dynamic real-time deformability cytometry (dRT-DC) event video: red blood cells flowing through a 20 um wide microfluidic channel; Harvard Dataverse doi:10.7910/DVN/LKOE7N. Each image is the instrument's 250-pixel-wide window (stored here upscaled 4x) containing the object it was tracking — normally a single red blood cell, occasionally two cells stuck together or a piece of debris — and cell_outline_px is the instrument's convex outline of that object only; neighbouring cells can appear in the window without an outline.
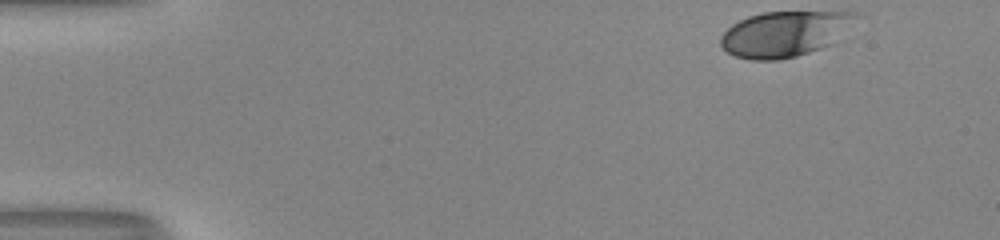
{"species": "human", "species_latin": "Homo sapiens", "temperature_condition": "room temperature", "stored_images_in_passage": 39, "camera_frame_rate_fps": 3000, "um_per_image_px": 0.085, "donor": {"sex": "male"}, "frame": {"image": 1, "passage_image": 1, "time_ms": 0.0, "image_size_px": [1000, 240], "cell_outline_px": [[856, 16], [832, 44], [796, 56], [780, 60], [752, 60], [736, 56], [728, 52], [720, 44], [720, 36], [732, 24], [748, 16], [764, 12], [856, 12]], "centroid_in_image_um": [66.61, 2.88], "position_along_channel_um": 18.4, "area_um2": 35.14}}
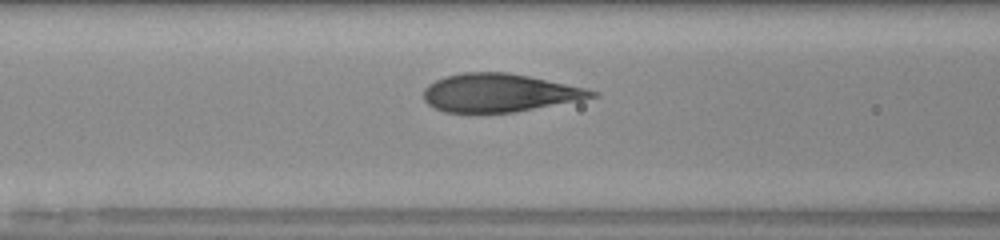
{"frame": {"image": 2, "passage_image": 18, "time_ms": 5.667, "image_size_px": [1000, 240], "cell_outline_px": [[600, 96], [580, 100], [516, 112], [468, 116], [444, 112], [428, 104], [424, 100], [424, 88], [428, 84], [444, 76], [464, 72], [508, 72], [588, 88], [600, 92]], "centroid_in_image_um": [42.42, 7.93], "position_along_channel_um": 124.2, "area_um2": 38.55}}
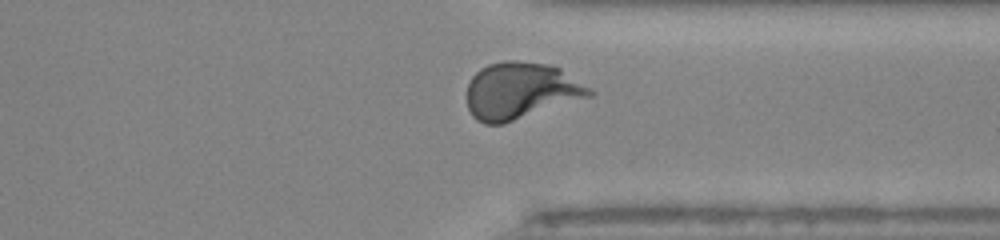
{"frame": {"image": 3, "passage_image": 36, "time_ms": 11.667, "image_size_px": [1000, 240], "cell_outline_px": [[596, 92], [592, 96], [504, 124], [484, 124], [476, 120], [472, 116], [468, 108], [468, 84], [472, 76], [480, 68], [488, 64], [504, 60], [516, 60], [548, 64], [560, 68], [592, 88]], "centroid_in_image_um": [44.28, 7.71], "position_along_channel_um": 367.1, "area_um2": 40.92}, "authors_computed_cell_mechanics": {"area_um2": 38.148, "velocity_mm_per_s": 4.0573, "shape_relaxation_time_tau1_ms": 3.2889, "shape_relaxation_time_tau2_ms": null, "deformation_change_tau1": 0.1753, "deformation_change_tau2": null}}